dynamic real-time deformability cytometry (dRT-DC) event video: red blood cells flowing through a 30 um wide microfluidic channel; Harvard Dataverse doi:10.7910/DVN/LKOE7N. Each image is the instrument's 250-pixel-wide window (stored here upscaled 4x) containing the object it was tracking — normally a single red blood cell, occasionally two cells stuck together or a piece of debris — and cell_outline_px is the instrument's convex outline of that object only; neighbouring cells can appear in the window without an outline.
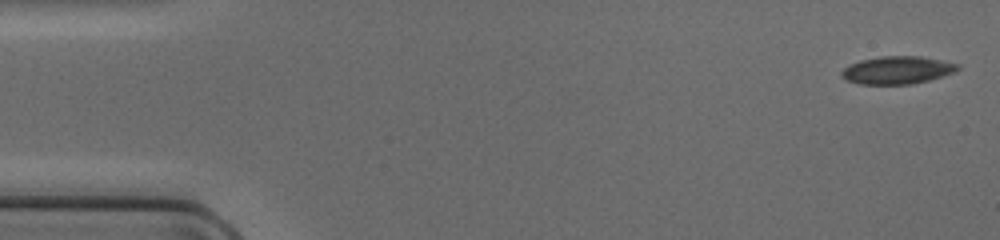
{"species": "common noctule bat (a hibernating species)", "species_latin": "Nyctalus noctula", "temperature_condition": "cold", "stored_images_in_passage": 47, "camera_frame_rate_fps": 3000, "um_per_image_px": 0.085, "animal": {"sex": "female", "body_mass_g": 17.0, "forearm_length_mm": 48.0}, "frame": {"image": 1, "passage_image": 1, "time_ms": 0.0, "image_size_px": [1000, 240], "cell_outline_px": [[960, 68], [956, 72], [944, 76], [912, 84], [860, 84], [848, 80], [840, 76], [840, 72], [848, 64], [860, 60], [880, 56], [920, 56], [960, 64]], "centroid_in_image_um": [76.27, 5.95], "position_along_channel_um": 8.7, "area_um2": 18.9}}
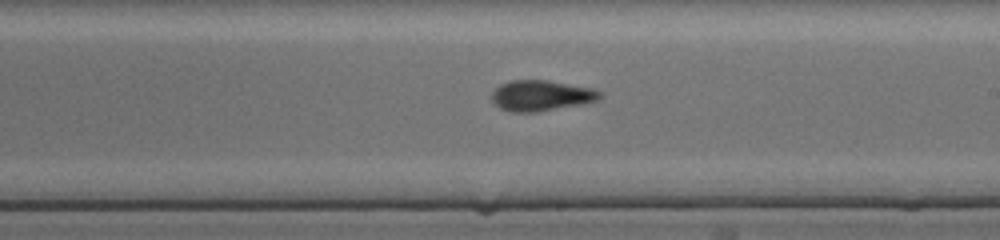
{"frame": {"image": 2, "passage_image": 27, "time_ms": 8.667, "image_size_px": [1000, 240], "cell_outline_px": [[604, 96], [596, 100], [580, 104], [536, 112], [512, 112], [500, 108], [492, 100], [492, 92], [500, 84], [508, 80], [548, 80], [592, 88], [604, 92]], "centroid_in_image_um": [46.01, 8.11], "position_along_channel_um": 243.0, "area_um2": 19.31}}
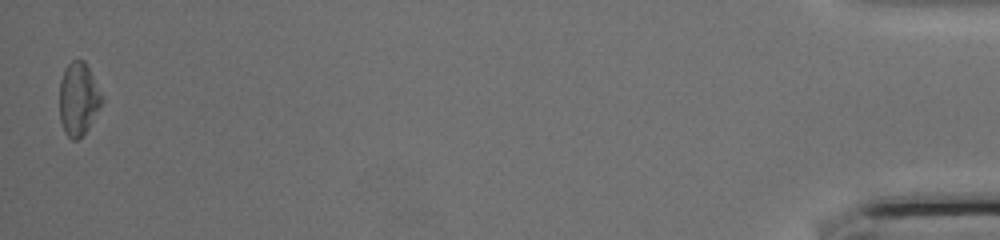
{"frame": {"image": 3, "passage_image": 47, "time_ms": 15.333, "image_size_px": [1000, 240], "cell_outline_px": [[104, 100], [88, 128], [76, 140], [72, 140], [64, 132], [60, 120], [60, 80], [64, 68], [72, 60], [84, 60], [104, 96]], "centroid_in_image_um": [6.67, 8.39], "position_along_channel_um": 428.5, "area_um2": 18.03}}